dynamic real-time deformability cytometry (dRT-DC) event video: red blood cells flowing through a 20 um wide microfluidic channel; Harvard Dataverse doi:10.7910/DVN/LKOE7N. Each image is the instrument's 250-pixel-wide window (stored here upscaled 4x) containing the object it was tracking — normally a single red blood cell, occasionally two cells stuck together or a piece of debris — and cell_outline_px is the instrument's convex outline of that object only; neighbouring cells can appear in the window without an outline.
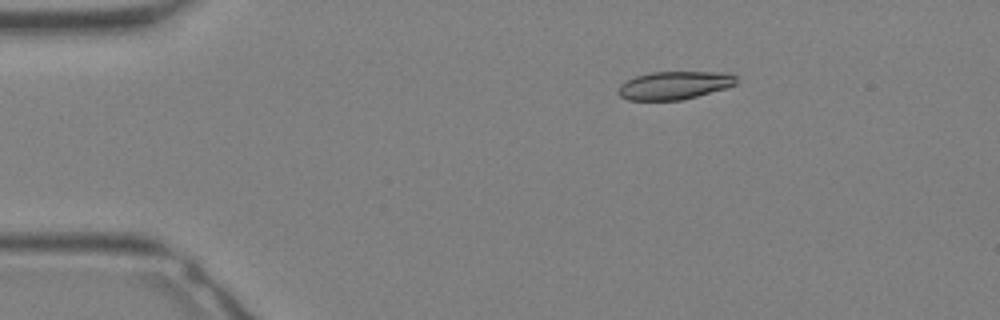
{"species": "Egyptian fruit bat (a non-hibernating species)", "species_latin": "Rousettus aegyptiacus", "temperature_condition": "warm", "stored_images_in_passage": 28, "camera_frame_rate_fps": 3000, "um_per_image_px": 0.085, "animal": {"sex": "female"}, "frame": {"image": 1, "passage_image": 1, "time_ms": 0.0, "image_size_px": [1000, 320], "cell_outline_px": [[736, 84], [724, 88], [696, 96], [680, 100], [628, 100], [620, 96], [616, 92], [620, 84], [636, 76], [652, 72], [724, 72], [736, 76]], "centroid_in_image_um": [57.28, 7.25], "position_along_channel_um": 27.7, "area_um2": 19.13}}
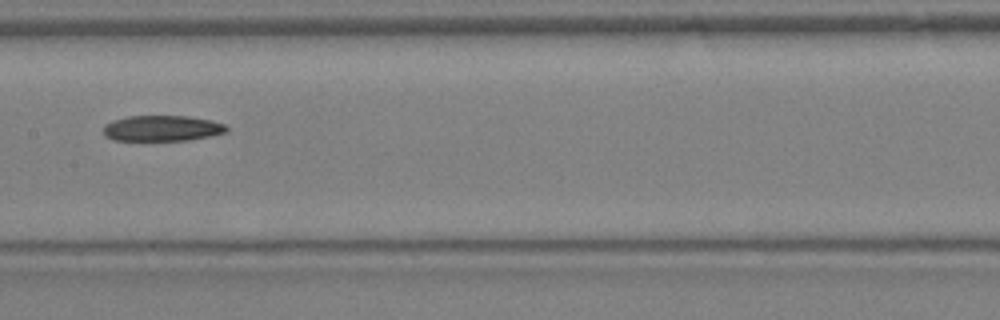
{"frame": {"image": 2, "passage_image": 12, "time_ms": 3.667, "image_size_px": [1000, 320], "cell_outline_px": [[228, 132], [212, 136], [188, 140], [112, 140], [104, 136], [104, 124], [112, 120], [128, 116], [184, 116], [212, 120], [224, 124], [228, 128]], "centroid_in_image_um": [13.78, 10.9], "position_along_channel_um": 193.6, "area_um2": 18.55}}
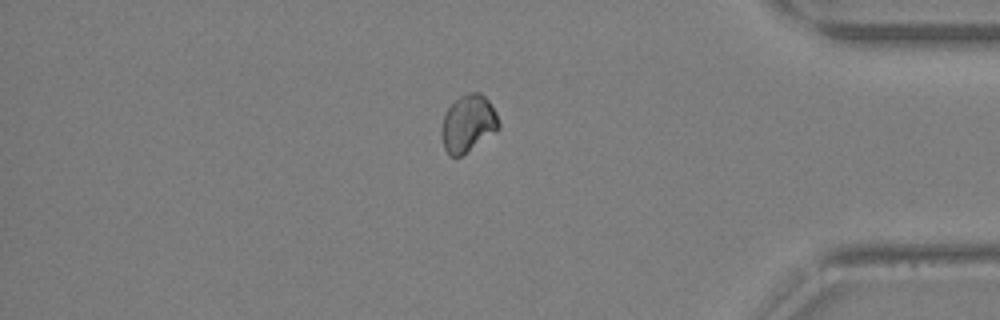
{"frame": {"image": 3, "passage_image": 23, "time_ms": 7.333, "image_size_px": [1000, 320], "cell_outline_px": [[500, 128], [496, 132], [460, 156], [448, 156], [444, 148], [440, 132], [444, 116], [448, 108], [460, 96], [468, 92], [480, 92], [488, 100], [496, 112], [500, 124]], "centroid_in_image_um": [39.79, 10.5], "position_along_channel_um": 395.4, "area_um2": 19.02}}